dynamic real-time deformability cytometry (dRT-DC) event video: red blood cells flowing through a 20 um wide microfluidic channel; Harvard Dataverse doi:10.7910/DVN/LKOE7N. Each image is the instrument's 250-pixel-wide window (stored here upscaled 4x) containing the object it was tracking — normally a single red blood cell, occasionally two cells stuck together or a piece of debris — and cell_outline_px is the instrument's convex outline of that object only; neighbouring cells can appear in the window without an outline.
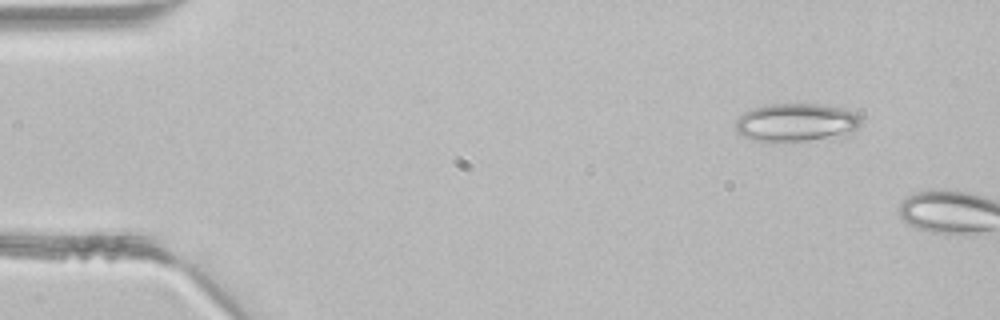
{"species": "common noctule bat (a hibernating species)", "species_latin": "Nyctalus noctula", "temperature_condition": "room temperature", "stored_images_in_passage": 2, "camera_frame_rate_fps": 3000, "um_per_image_px": 0.085, "animal": {"sex": "male", "body_mass_g": 21.5, "forearm_length_mm": 52.0}, "frame": {"image": 1, "passage_image": 1, "time_ms": 0.0, "image_size_px": [1000, 320], "cell_outline_px": [[860, 124], [852, 136], [772, 144], [756, 140], [744, 136], [736, 132], [736, 120], [744, 112], [752, 108], [768, 104], [816, 104], [840, 108], [852, 112], [860, 116]], "centroid_in_image_um": [67.69, 10.46], "position_along_channel_um": 17.3, "area_um2": 28.67}}